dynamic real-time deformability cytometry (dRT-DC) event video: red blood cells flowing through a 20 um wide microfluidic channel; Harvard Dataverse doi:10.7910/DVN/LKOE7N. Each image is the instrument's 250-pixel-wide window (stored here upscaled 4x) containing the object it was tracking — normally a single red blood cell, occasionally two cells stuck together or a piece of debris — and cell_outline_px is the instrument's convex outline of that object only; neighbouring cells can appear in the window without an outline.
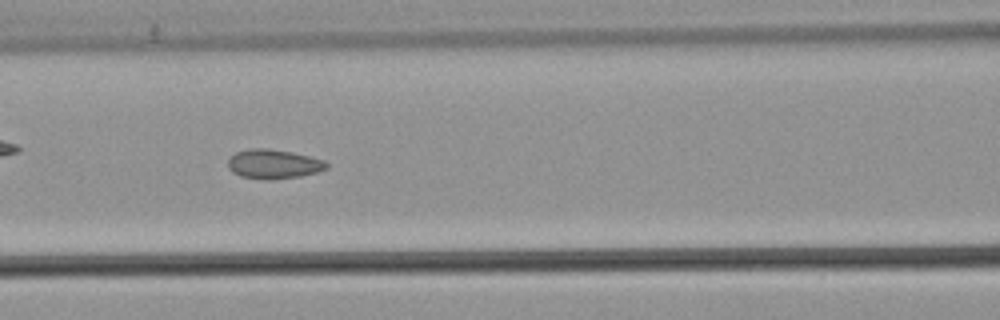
{"species": "common noctule bat (a hibernating species)", "species_latin": "Nyctalus noctula", "temperature_condition": "warm", "stored_images_in_passage": 54, "camera_frame_rate_fps": 3000, "um_per_image_px": 0.085, "animal": {"sex": "male", "body_mass_g": 21.5, "forearm_length_mm": 52.0}, "frame": {"image": 1, "passage_image": 24, "time_ms": 7.667, "image_size_px": [1000, 320], "cell_outline_px": [[328, 168], [316, 172], [300, 176], [272, 180], [264, 180], [240, 176], [232, 172], [228, 168], [228, 160], [236, 152], [248, 148], [268, 148], [292, 152], [324, 160], [328, 164]], "centroid_in_image_um": [23.23, 13.95], "position_along_channel_um": 143.4, "area_um2": 16.94}, "authors_computed_cell_mechanics": {"area_um2": 16.9065, "velocity_mm_per_s": 3.8588, "shape_relaxation_time_tau1_ms": null, "shape_relaxation_time_tau2_ms": 2.0893, "deformation_change_tau1": null, "deformation_change_tau2": 0.0662}}